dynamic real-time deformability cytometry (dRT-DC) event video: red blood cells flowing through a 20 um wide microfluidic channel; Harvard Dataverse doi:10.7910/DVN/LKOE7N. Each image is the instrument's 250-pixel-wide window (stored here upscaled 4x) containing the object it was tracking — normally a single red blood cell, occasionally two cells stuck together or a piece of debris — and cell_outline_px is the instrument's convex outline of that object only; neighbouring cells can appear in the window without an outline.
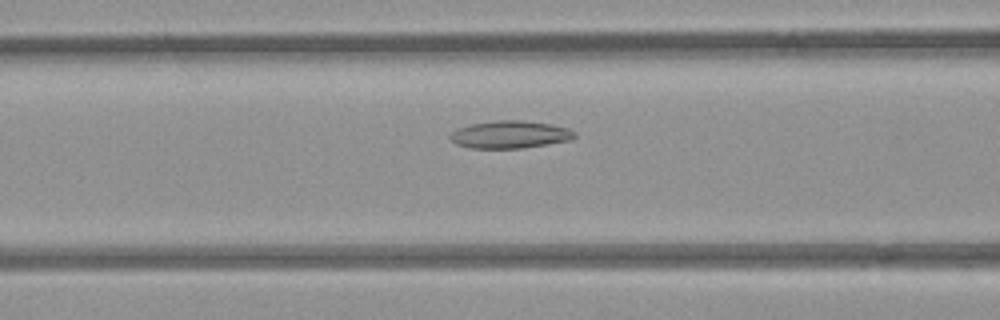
{"species": "common noctule bat (a hibernating species)", "species_latin": "Nyctalus noctula", "temperature_condition": "room temperature", "stored_images_in_passage": 31, "camera_frame_rate_fps": 3000, "um_per_image_px": 0.085, "animal": {"sex": "female", "body_mass_g": 21.9}, "frame": {"image": 1, "passage_image": 10, "time_ms": 3.0, "image_size_px": [1000, 320], "cell_outline_px": [[576, 136], [572, 140], [548, 144], [520, 148], [472, 148], [456, 144], [448, 136], [456, 128], [472, 124], [496, 120], [520, 120], [548, 124], [568, 128], [576, 132]], "centroid_in_image_um": [43.35, 11.44], "position_along_channel_um": 123.3, "area_um2": 19.88}}
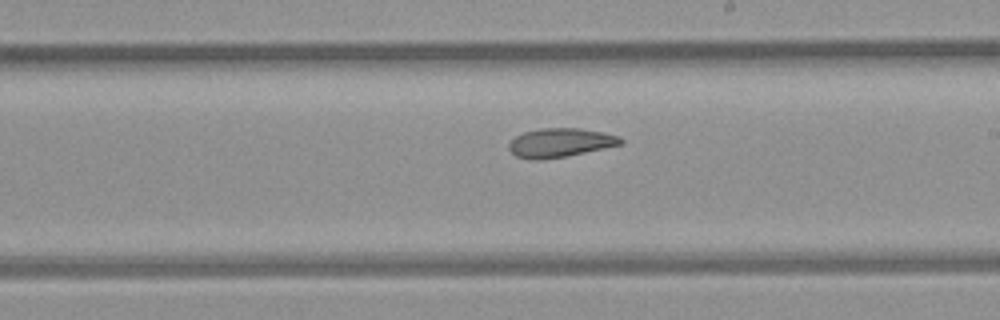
{"frame": {"image": 2, "passage_image": 19, "time_ms": 6.0, "image_size_px": [1000, 320], "cell_outline_px": [[624, 144], [564, 156], [540, 160], [536, 160], [516, 156], [508, 148], [508, 144], [516, 136], [524, 132], [540, 128], [580, 128], [604, 132], [620, 136], [624, 140]], "centroid_in_image_um": [47.64, 12.11], "position_along_channel_um": 241.4, "area_um2": 18.79}}
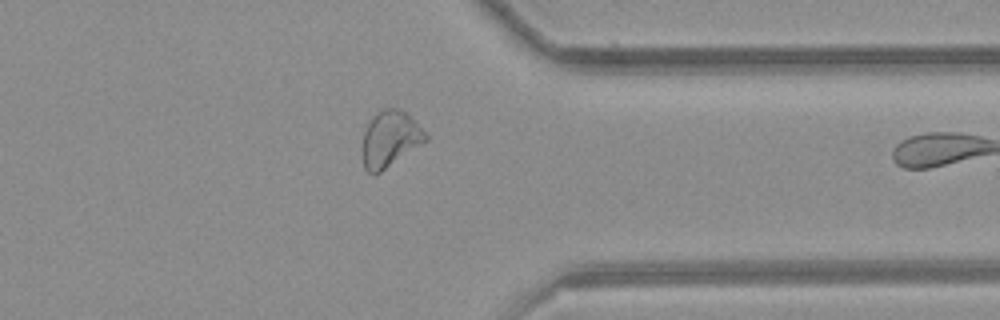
{"frame": {"image": 3, "passage_image": 30, "time_ms": 9.667, "image_size_px": [1000, 320], "cell_outline_px": [[428, 140], [380, 172], [372, 176], [364, 168], [364, 132], [372, 116], [376, 112], [384, 108], [396, 108], [404, 112], [428, 136]], "centroid_in_image_um": [33.14, 11.82], "position_along_channel_um": 378.3, "area_um2": 20.06}}